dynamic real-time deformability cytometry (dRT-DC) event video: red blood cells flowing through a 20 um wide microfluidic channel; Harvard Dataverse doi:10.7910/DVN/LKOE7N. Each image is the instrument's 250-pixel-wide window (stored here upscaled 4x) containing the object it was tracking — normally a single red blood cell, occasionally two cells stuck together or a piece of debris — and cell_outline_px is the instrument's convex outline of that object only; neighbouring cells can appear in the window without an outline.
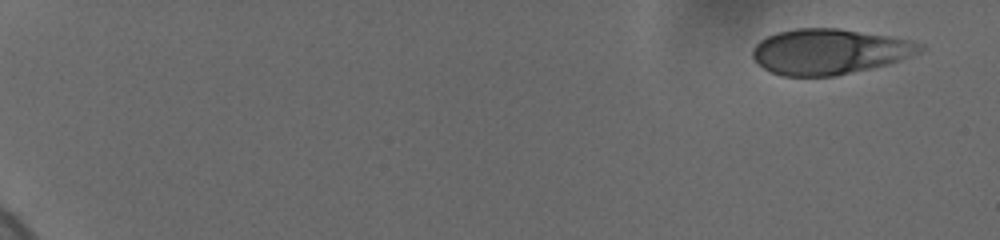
{"species": "human", "species_latin": "Homo sapiens", "temperature_condition": "cold", "stored_images_in_passage": 41, "camera_frame_rate_fps": 3000, "um_per_image_px": 0.085, "donor": {"sex": "female"}, "frame": {"image": 1, "passage_image": 1, "time_ms": 0.0, "image_size_px": [1000, 240], "cell_outline_px": [[924, 48], [920, 52], [900, 60], [888, 64], [836, 76], [784, 76], [772, 72], [764, 68], [752, 56], [752, 48], [760, 40], [776, 32], [796, 28], [840, 28], [888, 36], [908, 40], [924, 44]], "centroid_in_image_um": [70.49, 4.38], "position_along_channel_um": 14.5, "area_um2": 44.22}}
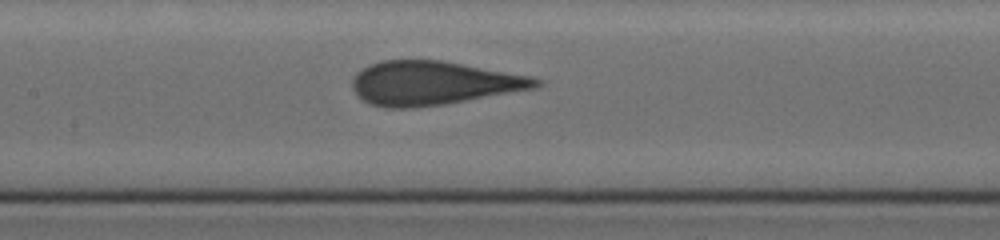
{"frame": {"image": 2, "passage_image": 23, "time_ms": 9.333, "image_size_px": [1000, 240], "cell_outline_px": [[540, 84], [536, 88], [444, 104], [412, 108], [384, 108], [368, 104], [352, 88], [352, 80], [356, 72], [380, 60], [444, 60], [528, 76], [540, 80]], "centroid_in_image_um": [36.78, 7.06], "position_along_channel_um": 170.6, "area_um2": 46.59}}
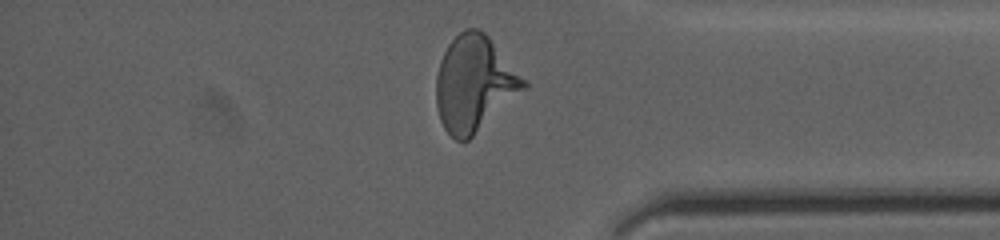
{"frame": {"image": 3, "passage_image": 40, "time_ms": 15.667, "image_size_px": [1000, 240], "cell_outline_px": [[528, 88], [468, 140], [456, 140], [444, 128], [440, 120], [436, 104], [436, 76], [440, 60], [448, 44], [464, 28], [480, 28], [488, 36], [528, 84]], "centroid_in_image_um": [40.31, 7.11], "position_along_channel_um": 394.9, "area_um2": 48.44}}